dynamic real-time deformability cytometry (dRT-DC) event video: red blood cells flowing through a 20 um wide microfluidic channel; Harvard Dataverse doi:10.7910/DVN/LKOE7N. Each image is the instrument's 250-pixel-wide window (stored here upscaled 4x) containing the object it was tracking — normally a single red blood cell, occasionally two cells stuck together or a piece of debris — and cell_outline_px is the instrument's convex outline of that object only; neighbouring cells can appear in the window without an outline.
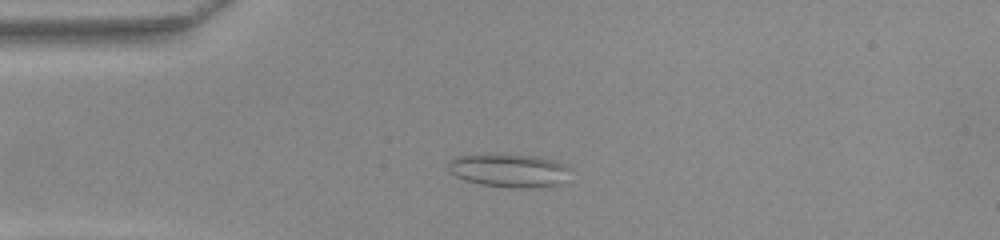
{"species": "common noctule bat (a hibernating species)", "species_latin": "Nyctalus noctula", "temperature_condition": "warm", "stored_images_in_passage": 40, "camera_frame_rate_fps": 3000, "um_per_image_px": 0.085, "animal": {"sex": "female", "body_mass_g": 22.0, "forearm_length_mm": 56.7}, "frame": {"image": 1, "passage_image": 1, "time_ms": 0.0, "image_size_px": [1000, 240], "cell_outline_px": [[572, 168], [568, 184], [528, 188], [508, 188], [480, 184], [456, 176], [448, 168], [448, 160], [456, 156], [476, 152], [536, 156], [552, 160], [564, 164]], "centroid_in_image_um": [43.32, 14.47], "position_along_channel_um": 41.7, "area_um2": 24.74}}
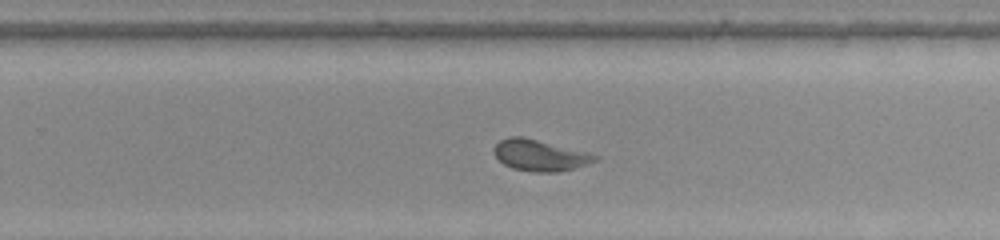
{"frame": {"image": 2, "passage_image": 21, "time_ms": 6.667, "image_size_px": [1000, 240], "cell_outline_px": [[600, 160], [588, 164], [560, 172], [536, 172], [512, 168], [504, 164], [496, 156], [492, 148], [500, 140], [508, 136], [524, 136], [588, 152], [600, 156]], "centroid_in_image_um": [45.92, 13.19], "position_along_channel_um": 283.9, "area_um2": 18.61}}
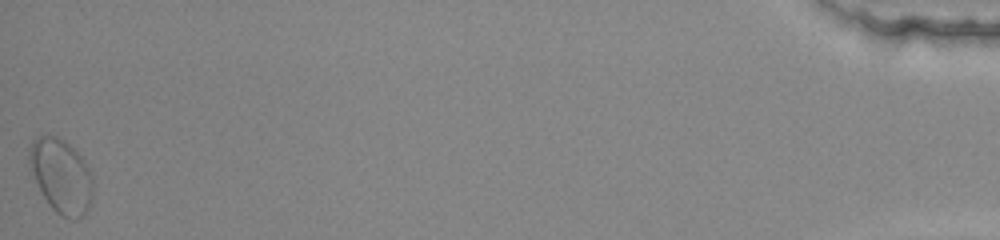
{"frame": {"image": 3, "passage_image": 40, "time_ms": 13.0, "image_size_px": [1000, 240], "cell_outline_px": [[92, 196], [88, 208], [76, 220], [68, 220], [60, 216], [48, 204], [28, 168], [28, 148], [32, 140], [36, 136], [56, 136], [64, 140], [84, 160], [92, 172]], "centroid_in_image_um": [5.16, 14.95], "position_along_channel_um": 430.0, "area_um2": 27.74}, "authors_computed_cell_mechanics": {"area_um2": 18.3515, "velocity_mm_per_s": 3.9667, "shape_relaxation_time_tau1_ms": null, "shape_relaxation_time_tau2_ms": 1.4215, "deformation_change_tau1": null, "deformation_change_tau2": 0.0759}}